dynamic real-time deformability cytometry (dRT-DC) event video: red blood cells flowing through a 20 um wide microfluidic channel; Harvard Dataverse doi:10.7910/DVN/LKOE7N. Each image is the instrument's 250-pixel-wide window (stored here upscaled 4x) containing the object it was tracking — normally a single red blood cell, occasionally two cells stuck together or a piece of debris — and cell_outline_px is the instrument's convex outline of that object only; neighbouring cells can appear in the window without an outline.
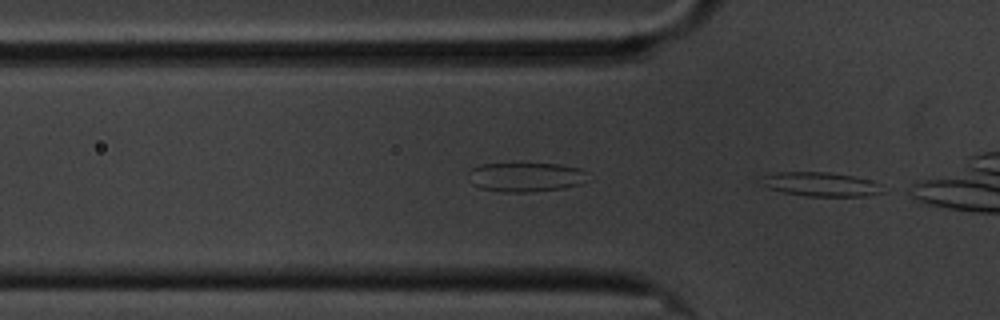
{"species": "common noctule bat (a hibernating species)", "species_latin": "Nyctalus noctula", "temperature_condition": "cold", "stored_images_in_passage": 14, "camera_frame_rate_fps": 3000, "um_per_image_px": 0.085, "animal": {"sex": "male", "body_mass_g": 20.1, "forearm_length_mm": 53.5}, "frame": {"image": 1, "passage_image": 14, "time_ms": 4.333, "image_size_px": [1000, 320], "cell_outline_px": [[888, 192], [864, 196], [804, 196], [784, 192], [768, 188], [764, 184], [760, 176], [776, 172], [828, 172], [852, 176], [868, 180], [880, 184]], "centroid_in_image_um": [69.8, 15.67], "position_along_channel_um": 56.0, "area_um2": 17.05}}